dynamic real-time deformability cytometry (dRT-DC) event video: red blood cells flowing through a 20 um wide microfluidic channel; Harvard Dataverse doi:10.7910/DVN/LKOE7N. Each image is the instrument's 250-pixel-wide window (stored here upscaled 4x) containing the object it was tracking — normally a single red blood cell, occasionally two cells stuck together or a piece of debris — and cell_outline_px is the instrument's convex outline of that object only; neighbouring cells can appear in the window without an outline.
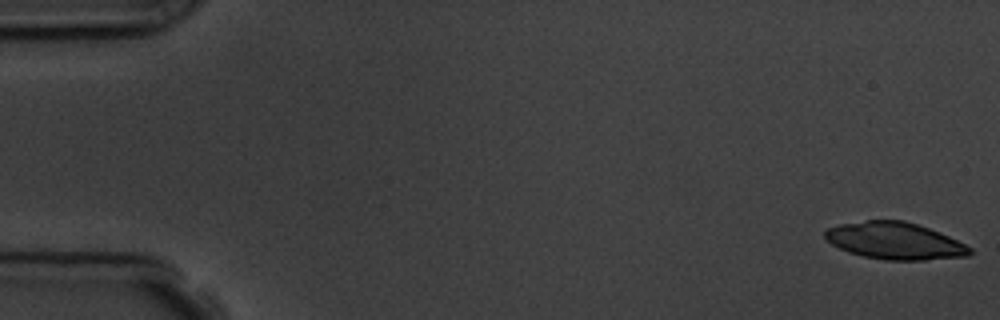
{"species": "common noctule bat (a hibernating species)", "species_latin": "Nyctalus noctula", "temperature_condition": "room temperature", "stored_images_in_passage": 5, "camera_frame_rate_fps": 3000, "um_per_image_px": 0.085, "animal": {"sex": "male", "body_mass_g": 19.5, "forearm_length_mm": 54.6}, "frame": {"image": 1, "passage_image": 1, "time_ms": 0.0, "image_size_px": [1000, 320], "cell_outline_px": [[972, 252], [968, 256], [924, 260], [884, 260], [864, 256], [848, 252], [832, 244], [824, 236], [824, 232], [828, 228], [840, 224], [868, 220], [904, 220], [928, 228], [948, 236], [972, 248]], "centroid_in_image_um": [76.06, 20.48], "position_along_channel_um": 8.9, "area_um2": 30.98}}